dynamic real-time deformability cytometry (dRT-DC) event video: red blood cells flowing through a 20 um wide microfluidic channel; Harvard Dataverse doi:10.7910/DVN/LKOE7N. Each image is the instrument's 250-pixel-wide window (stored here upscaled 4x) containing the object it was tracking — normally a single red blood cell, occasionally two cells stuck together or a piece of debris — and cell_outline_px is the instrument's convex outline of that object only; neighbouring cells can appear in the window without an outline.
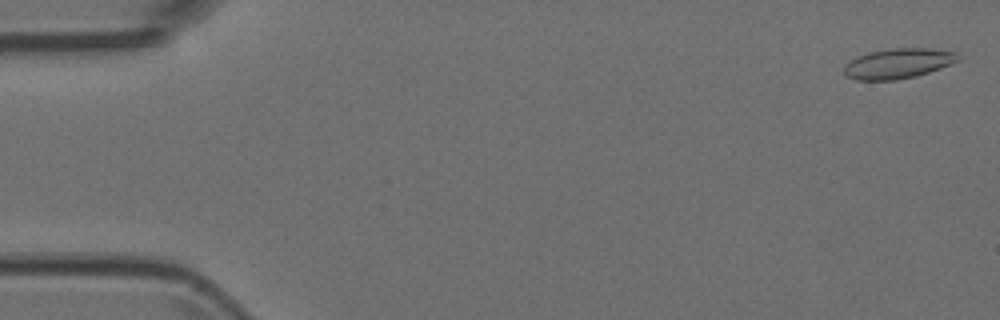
{"species": "Egyptian fruit bat (a non-hibernating species)", "species_latin": "Rousettus aegyptiacus", "temperature_condition": "room temperature", "stored_images_in_passage": 6, "camera_frame_rate_fps": 3000, "um_per_image_px": 0.085, "animal": {"sex": "female"}, "frame": {"image": 1, "passage_image": 1, "time_ms": 0.0, "image_size_px": [1000, 320], "cell_outline_px": [[960, 60], [940, 68], [916, 76], [896, 80], [856, 80], [848, 76], [844, 72], [844, 64], [868, 52], [892, 48], [928, 48], [956, 52]], "centroid_in_image_um": [76.34, 5.39], "position_along_channel_um": 8.7, "area_um2": 19.83}}